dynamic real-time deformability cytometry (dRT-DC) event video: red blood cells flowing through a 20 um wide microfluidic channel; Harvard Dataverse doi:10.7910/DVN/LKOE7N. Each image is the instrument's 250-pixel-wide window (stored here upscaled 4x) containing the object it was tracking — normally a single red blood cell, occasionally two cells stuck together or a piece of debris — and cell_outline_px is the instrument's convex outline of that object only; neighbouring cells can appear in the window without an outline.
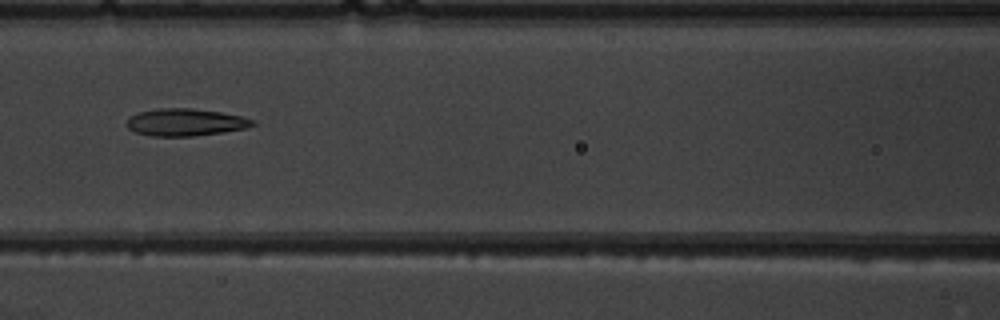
{"species": "common noctule bat (a hibernating species)", "species_latin": "Nyctalus noctula", "temperature_condition": "warm", "stored_images_in_passage": 7, "camera_frame_rate_fps": 3000, "um_per_image_px": 0.085, "animal": {"sex": "male", "body_mass_g": 19.5, "forearm_length_mm": 54.6}, "frame": {"image": 1, "passage_image": 7, "time_ms": 7.667, "image_size_px": [1000, 320], "cell_outline_px": [[256, 124], [244, 128], [224, 132], [192, 136], [152, 136], [136, 132], [128, 128], [128, 116], [140, 112], [160, 108], [192, 108], [220, 112], [240, 116], [256, 120]], "centroid_in_image_um": [15.77, 10.39], "position_along_channel_um": 150.8, "area_um2": 19.88}}